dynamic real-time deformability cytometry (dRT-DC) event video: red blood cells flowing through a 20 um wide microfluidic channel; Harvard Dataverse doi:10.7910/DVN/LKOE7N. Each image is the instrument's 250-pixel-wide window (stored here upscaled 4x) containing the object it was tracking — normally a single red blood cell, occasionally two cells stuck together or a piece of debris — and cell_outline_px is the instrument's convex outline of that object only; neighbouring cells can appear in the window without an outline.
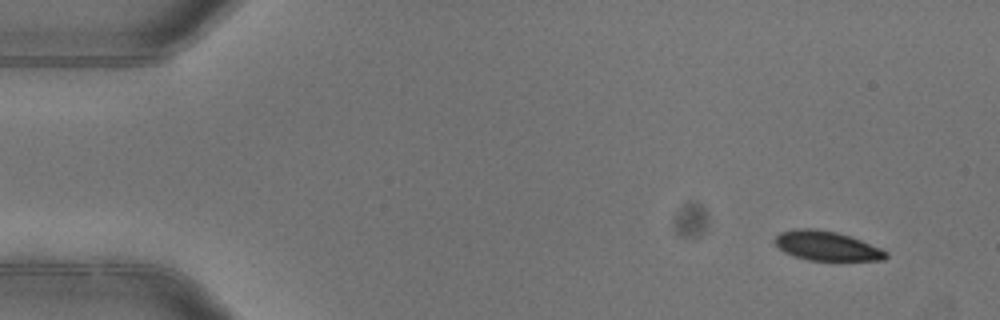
{"species": "common noctule bat (a hibernating species)", "species_latin": "Nyctalus noctula", "temperature_condition": "warm", "stored_images_in_passage": 5, "camera_frame_rate_fps": 3000, "um_per_image_px": 0.085, "animal": {"sex": "female"}, "frame": {"image": 1, "passage_image": 1, "time_ms": 0.0, "image_size_px": [1000, 320], "cell_outline_px": [[888, 256], [884, 260], [808, 260], [784, 252], [776, 244], [776, 236], [780, 232], [796, 228], [816, 228], [836, 232], [852, 236], [880, 248], [888, 252]], "centroid_in_image_um": [70.29, 20.89], "position_along_channel_um": 14.7, "area_um2": 18.96}}
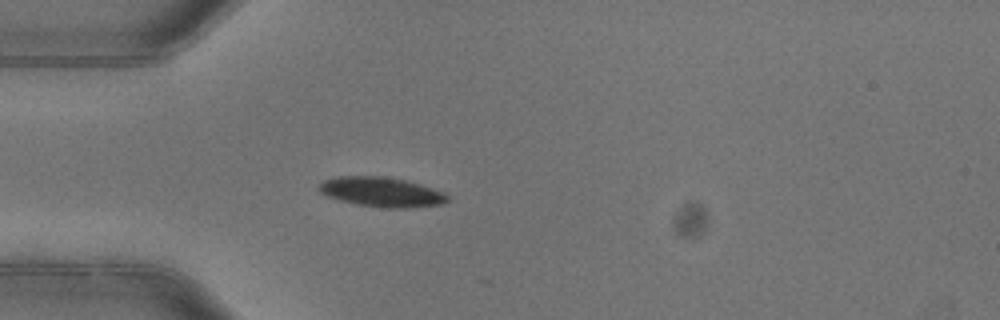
{"frame": {"image": 2, "passage_image": 4, "time_ms": 1.0, "image_size_px": [1000, 320], "cell_outline_px": [[448, 200], [444, 204], [408, 208], [388, 208], [356, 204], [340, 200], [328, 196], [320, 192], [320, 184], [324, 180], [336, 176], [384, 176], [404, 180], [420, 184], [444, 192], [448, 196]], "centroid_in_image_um": [32.46, 16.32], "position_along_channel_um": 52.5, "area_um2": 22.14}}